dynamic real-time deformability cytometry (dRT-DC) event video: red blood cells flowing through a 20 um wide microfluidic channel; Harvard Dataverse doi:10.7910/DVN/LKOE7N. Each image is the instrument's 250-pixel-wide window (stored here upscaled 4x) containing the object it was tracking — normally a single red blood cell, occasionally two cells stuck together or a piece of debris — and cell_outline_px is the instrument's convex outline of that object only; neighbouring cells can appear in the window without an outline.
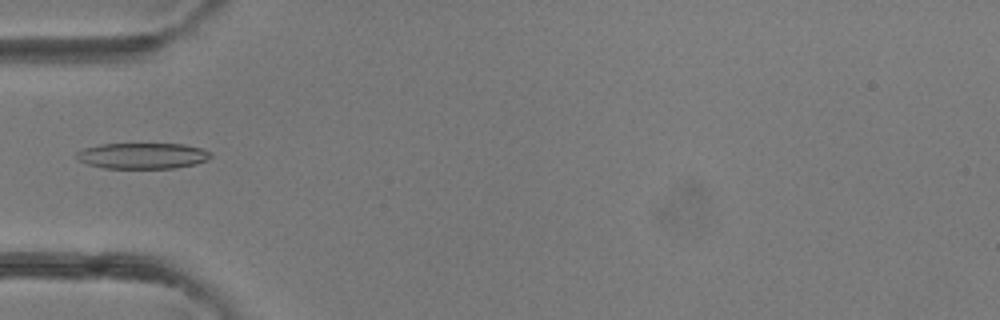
{"species": "common noctule bat (a hibernating species)", "species_latin": "Nyctalus noctula", "temperature_condition": "room temperature", "stored_images_in_passage": 4, "camera_frame_rate_fps": 3000, "um_per_image_px": 0.085, "animal": {"sex": "female"}, "frame": {"image": 1, "passage_image": 4, "time_ms": 3.333, "image_size_px": [1000, 320], "cell_outline_px": [[212, 156], [208, 160], [196, 164], [176, 168], [104, 168], [88, 164], [76, 160], [76, 152], [84, 148], [100, 144], [184, 144], [200, 148], [212, 152]], "centroid_in_image_um": [12.12, 13.24], "position_along_channel_um": 72.9, "area_um2": 20.4}}